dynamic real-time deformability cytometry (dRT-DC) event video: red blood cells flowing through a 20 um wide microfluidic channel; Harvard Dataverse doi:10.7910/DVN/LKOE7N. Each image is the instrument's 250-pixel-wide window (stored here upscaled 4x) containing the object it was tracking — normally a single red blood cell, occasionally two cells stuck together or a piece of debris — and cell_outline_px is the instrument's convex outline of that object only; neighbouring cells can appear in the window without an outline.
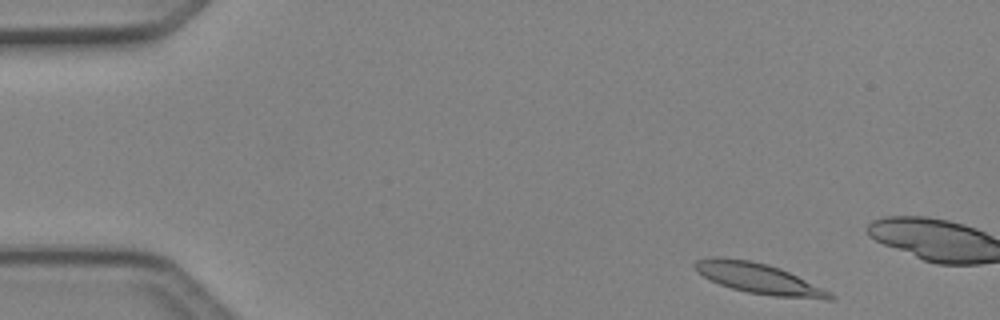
{"species": "Egyptian fruit bat (a non-hibernating species)", "species_latin": "Rousettus aegyptiacus", "temperature_condition": "cold", "stored_images_in_passage": 10, "camera_frame_rate_fps": 3000, "um_per_image_px": 0.085, "animal": {"sex": "female"}, "frame": {"image": 1, "passage_image": 2, "time_ms": 0.333, "image_size_px": [1000, 320], "cell_outline_px": [[836, 296], [832, 300], [828, 300], [772, 296], [748, 292], [732, 288], [720, 284], [696, 272], [692, 268], [692, 264], [696, 260], [712, 256], [724, 256], [752, 260], [768, 264], [780, 268], [832, 292]], "centroid_in_image_um": [64.48, 23.65], "position_along_channel_um": 20.5, "area_um2": 24.33}}